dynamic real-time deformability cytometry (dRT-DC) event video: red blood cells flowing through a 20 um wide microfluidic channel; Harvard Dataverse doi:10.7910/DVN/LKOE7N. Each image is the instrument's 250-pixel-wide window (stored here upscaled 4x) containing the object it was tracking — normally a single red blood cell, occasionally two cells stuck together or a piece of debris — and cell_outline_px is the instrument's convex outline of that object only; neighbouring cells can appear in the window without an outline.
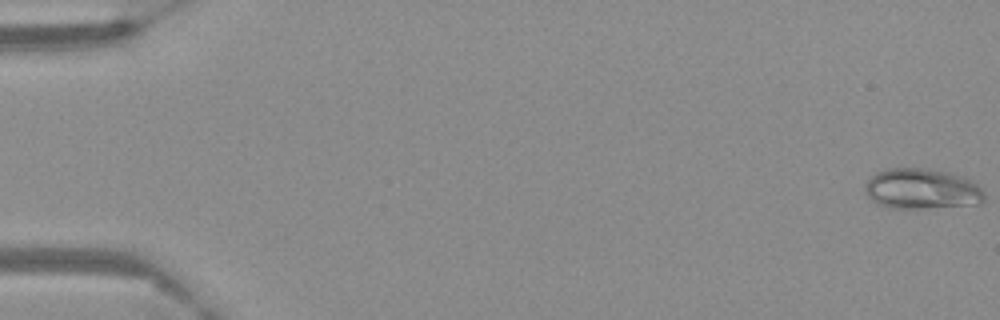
{"species": "Egyptian fruit bat (a non-hibernating species)", "species_latin": "Rousettus aegyptiacus", "temperature_condition": "warm", "stored_images_in_passage": 21, "camera_frame_rate_fps": 3000, "um_per_image_px": 0.085, "frame": {"image": 1, "passage_image": 1, "time_ms": 0.0, "image_size_px": [1000, 320], "cell_outline_px": [[984, 200], [980, 204], [924, 208], [888, 208], [876, 204], [864, 192], [864, 184], [876, 172], [884, 168], [928, 168], [948, 172], [972, 180], [984, 192]], "centroid_in_image_um": [78.32, 16.05], "position_along_channel_um": 6.7, "area_um2": 28.44}}